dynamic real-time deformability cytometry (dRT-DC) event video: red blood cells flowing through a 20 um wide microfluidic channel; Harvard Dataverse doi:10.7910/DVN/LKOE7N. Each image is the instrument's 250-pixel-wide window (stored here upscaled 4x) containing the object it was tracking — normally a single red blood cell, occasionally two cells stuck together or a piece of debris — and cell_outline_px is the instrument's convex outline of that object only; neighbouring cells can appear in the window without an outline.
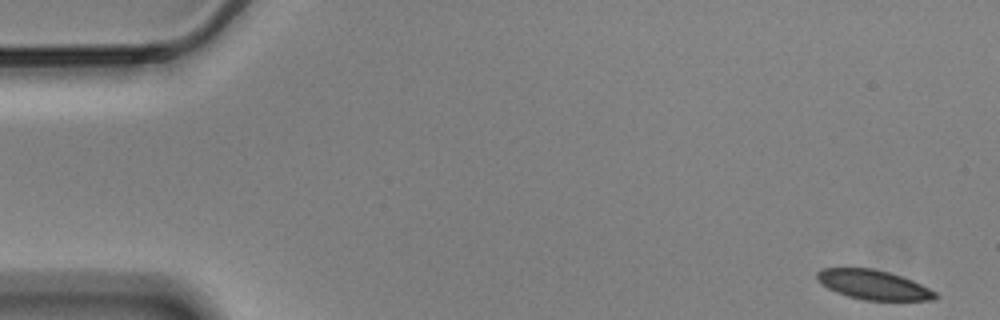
{"species": "Egyptian fruit bat (a non-hibernating species)", "species_latin": "Rousettus aegyptiacus", "temperature_condition": "cold", "stored_images_in_passage": 52, "camera_frame_rate_fps": 3000, "um_per_image_px": 0.085, "animal": {"sex": "male"}, "frame": {"image": 1, "passage_image": 1, "time_ms": 0.0, "image_size_px": [1000, 320], "cell_outline_px": [[940, 296], [936, 300], [864, 300], [848, 296], [836, 292], [828, 288], [816, 280], [816, 272], [824, 268], [872, 268], [888, 272], [912, 280], [936, 292]], "centroid_in_image_um": [74.24, 24.21], "position_along_channel_um": 10.8, "area_um2": 20.29}}
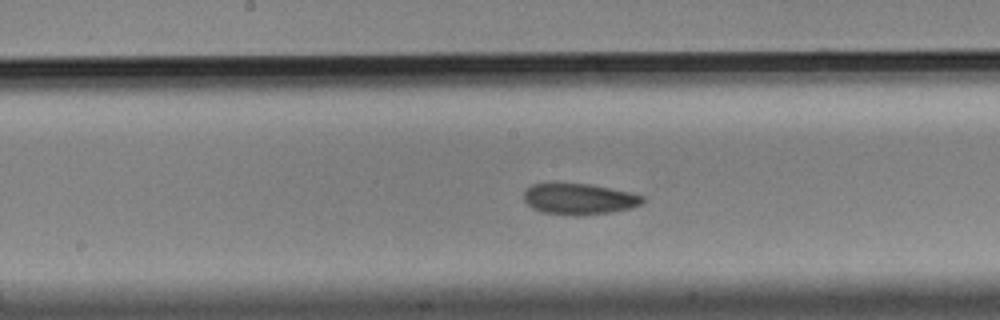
{"frame": {"image": 2, "passage_image": 28, "time_ms": 9.0, "image_size_px": [1000, 320], "cell_outline_px": [[644, 200], [640, 204], [632, 208], [612, 212], [576, 216], [572, 216], [540, 212], [532, 208], [524, 200], [524, 192], [532, 184], [588, 184], [628, 192], [644, 196]], "centroid_in_image_um": [49.21, 16.94], "position_along_channel_um": 199.0, "area_um2": 21.33}}
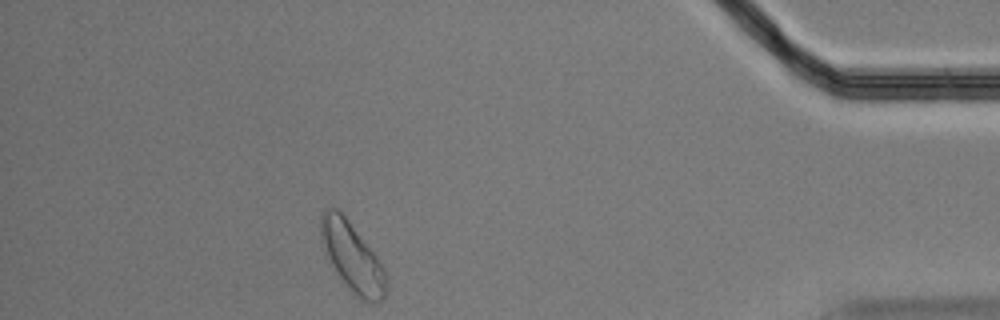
{"frame": {"image": 3, "passage_image": 50, "time_ms": 16.333, "image_size_px": [1000, 320], "cell_outline_px": [[384, 296], [380, 300], [372, 304], [364, 300], [352, 292], [340, 276], [332, 264], [320, 240], [320, 212], [324, 208], [336, 208], [348, 220], [376, 256], [384, 268]], "centroid_in_image_um": [29.89, 21.79], "position_along_channel_um": 405.3, "area_um2": 25.32}, "authors_computed_cell_mechanics": {"area_um2": 21.7906, "velocity_mm_per_s": 3.4729, "shape_relaxation_time_tau1_ms": 3.1801, "shape_relaxation_time_tau2_ms": 10.0718, "deformation_change_tau1": 0.0711, "deformation_change_tau2": 0.1333}}